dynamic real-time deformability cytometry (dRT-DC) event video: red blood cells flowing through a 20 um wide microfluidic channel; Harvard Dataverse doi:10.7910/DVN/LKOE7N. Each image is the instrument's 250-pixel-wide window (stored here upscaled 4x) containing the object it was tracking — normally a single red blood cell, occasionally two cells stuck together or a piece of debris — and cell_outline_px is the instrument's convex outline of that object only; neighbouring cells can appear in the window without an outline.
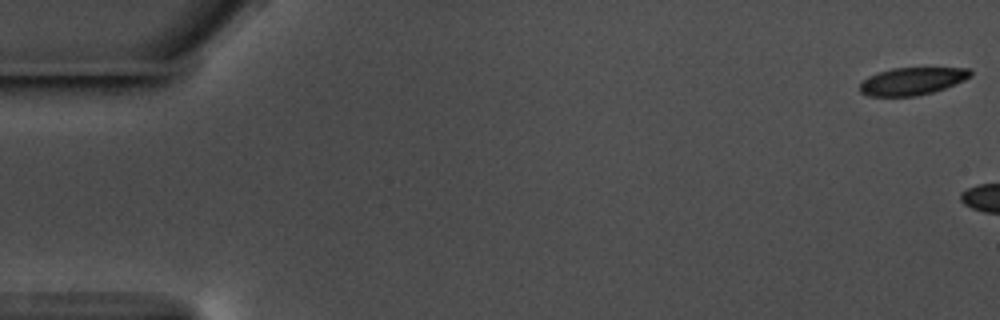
{"species": "common noctule bat (a hibernating species)", "species_latin": "Nyctalus noctula", "temperature_condition": "warm", "stored_images_in_passage": 6, "camera_frame_rate_fps": 3000, "um_per_image_px": 0.085, "animal": {"sex": "male", "body_mass_g": 17.5, "forearm_length_mm": 52.3}, "frame": {"image": 1, "passage_image": 1, "time_ms": 0.0, "image_size_px": [1000, 320], "cell_outline_px": [[972, 76], [956, 84], [932, 92], [916, 96], [868, 96], [860, 92], [860, 84], [868, 76], [892, 68], [972, 68]], "centroid_in_image_um": [77.55, 6.9], "position_along_channel_um": 7.4, "area_um2": 17.69}}